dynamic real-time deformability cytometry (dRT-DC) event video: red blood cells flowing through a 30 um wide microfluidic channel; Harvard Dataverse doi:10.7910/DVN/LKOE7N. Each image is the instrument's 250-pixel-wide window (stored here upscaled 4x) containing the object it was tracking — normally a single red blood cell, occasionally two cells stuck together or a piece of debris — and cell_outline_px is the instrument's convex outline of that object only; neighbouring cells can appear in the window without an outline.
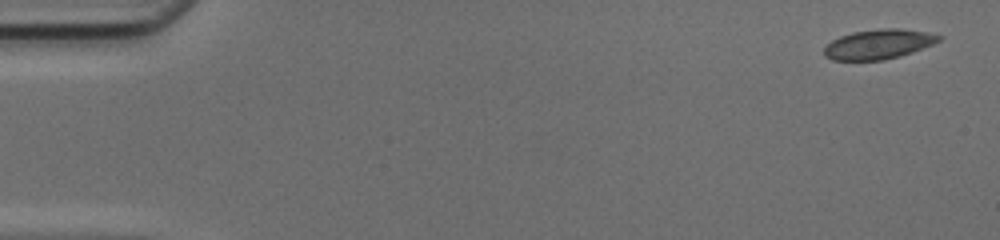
{"species": "common noctule bat (a hibernating species)", "species_latin": "Nyctalus noctula", "temperature_condition": "cold", "stored_images_in_passage": 49, "camera_frame_rate_fps": 3000, "um_per_image_px": 0.085, "animal": {"sex": "female", "body_mass_g": 17.0, "forearm_length_mm": 48.0}, "frame": {"image": 1, "passage_image": 1, "time_ms": 0.0, "image_size_px": [1000, 240], "cell_outline_px": [[944, 36], [940, 40], [932, 44], [912, 52], [900, 56], [884, 60], [832, 60], [824, 56], [824, 48], [832, 40], [840, 36], [852, 32], [884, 28], [900, 28], [928, 32]], "centroid_in_image_um": [74.68, 3.75], "position_along_channel_um": 10.3, "area_um2": 19.88}}
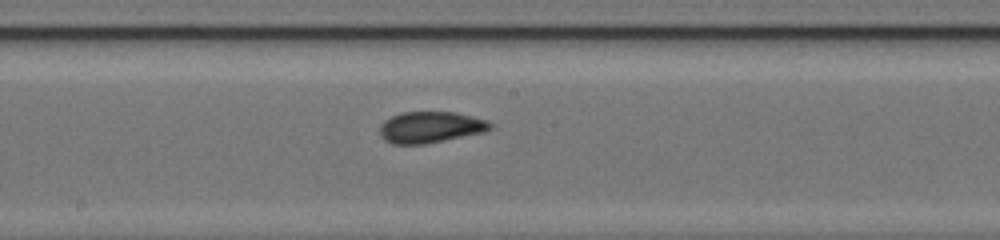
{"frame": {"image": 2, "passage_image": 26, "time_ms": 8.333, "image_size_px": [1000, 240], "cell_outline_px": [[492, 128], [484, 132], [424, 144], [392, 144], [384, 140], [380, 136], [380, 124], [384, 120], [400, 112], [456, 112], [488, 120], [492, 124]], "centroid_in_image_um": [36.57, 10.81], "position_along_channel_um": 211.6, "area_um2": 20.23}}
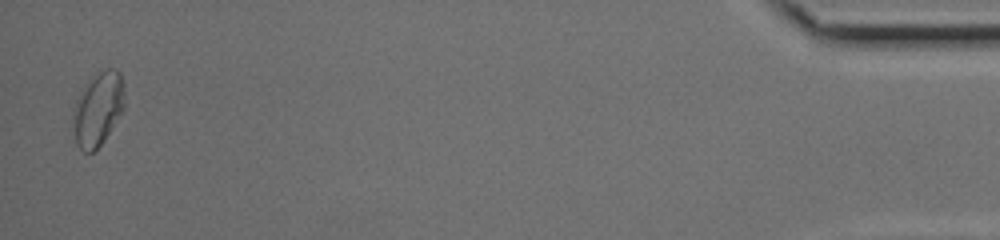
{"frame": {"image": 3, "passage_image": 48, "time_ms": 15.667, "image_size_px": [1000, 240], "cell_outline_px": [[124, 108], [104, 140], [92, 152], [84, 152], [76, 144], [72, 120], [72, 112], [76, 100], [84, 84], [96, 72], [104, 68], [116, 68], [120, 72], [124, 84]], "centroid_in_image_um": [8.32, 9.2], "position_along_channel_um": 426.9, "area_um2": 22.37}, "authors_computed_cell_mechanics": {"area_um2": 20.0566, "velocity_mm_per_s": 4.18, "shape_relaxation_time_tau1_ms": null, "shape_relaxation_time_tau2_ms": 1.408, "deformation_change_tau1": null, "deformation_change_tau2": 0.0409}}